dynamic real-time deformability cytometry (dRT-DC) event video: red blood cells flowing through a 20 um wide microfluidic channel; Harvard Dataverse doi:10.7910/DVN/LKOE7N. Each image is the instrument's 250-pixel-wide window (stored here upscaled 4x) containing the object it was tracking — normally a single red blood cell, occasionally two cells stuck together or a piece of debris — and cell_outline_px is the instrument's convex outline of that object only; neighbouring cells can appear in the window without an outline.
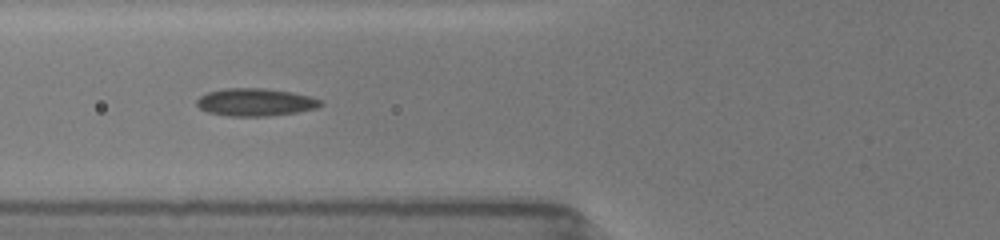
{"species": "common noctule bat (a hibernating species)", "species_latin": "Nyctalus noctula", "temperature_condition": "room temperature", "stored_images_in_passage": 17, "camera_frame_rate_fps": 3000, "um_per_image_px": 0.085, "animal": {"sex": "female", "body_mass_g": 19.5, "forearm_length_mm": 54.1}, "frame": {"image": 1, "passage_image": 5, "time_ms": 1.0, "image_size_px": [1000, 240], "cell_outline_px": [[324, 104], [316, 108], [296, 112], [268, 116], [228, 116], [208, 112], [200, 108], [196, 104], [196, 100], [200, 96], [208, 92], [224, 88], [264, 88], [292, 92], [308, 96], [320, 100]], "centroid_in_image_um": [21.68, 8.68], "position_along_channel_um": 104.1, "area_um2": 19.88}}
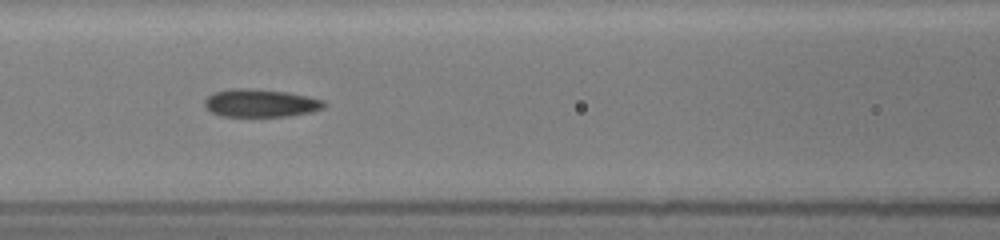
{"frame": {"image": 2, "passage_image": 11, "time_ms": 2.0, "image_size_px": [1000, 240], "cell_outline_px": [[324, 108], [312, 112], [288, 116], [224, 116], [212, 112], [204, 104], [204, 100], [208, 96], [216, 92], [232, 88], [248, 88], [288, 92], [308, 96], [324, 100]], "centroid_in_image_um": [22.17, 8.76], "position_along_channel_um": 144.4, "area_um2": 19.31}}
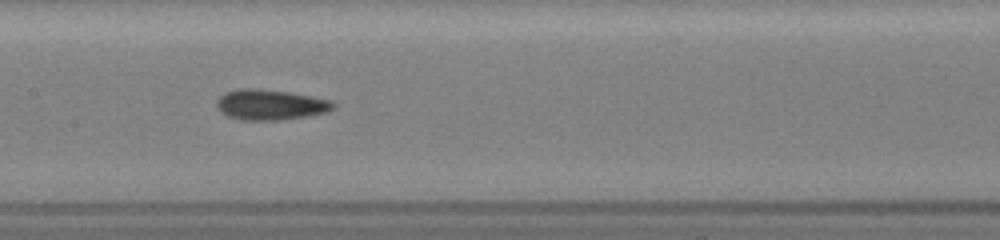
{"frame": {"image": 3, "passage_image": 16, "time_ms": 3.0, "image_size_px": [1000, 240], "cell_outline_px": [[336, 108], [324, 112], [304, 116], [280, 120], [244, 120], [228, 116], [220, 112], [216, 104], [216, 100], [224, 92], [240, 88], [256, 88], [288, 92], [332, 100], [336, 104]], "centroid_in_image_um": [22.95, 8.89], "position_along_channel_um": 184.4, "area_um2": 20.63}}